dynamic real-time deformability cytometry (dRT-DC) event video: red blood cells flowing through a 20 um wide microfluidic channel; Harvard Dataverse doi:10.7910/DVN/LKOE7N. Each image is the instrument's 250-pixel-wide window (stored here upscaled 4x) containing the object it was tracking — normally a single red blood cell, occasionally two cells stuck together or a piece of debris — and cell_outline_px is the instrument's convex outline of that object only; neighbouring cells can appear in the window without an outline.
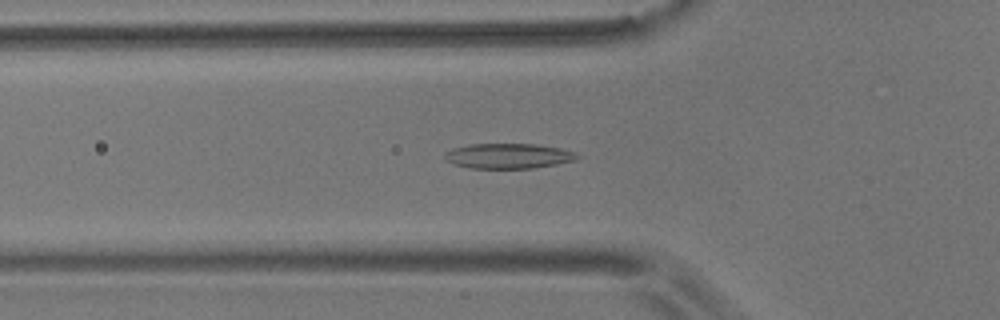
{"species": "common noctule bat (a hibernating species)", "species_latin": "Nyctalus noctula", "temperature_condition": "room temperature", "stored_images_in_passage": 26, "camera_frame_rate_fps": 3000, "um_per_image_px": 0.085, "animal": {"sex": "male", "body_mass_g": 17.9}, "frame": {"image": 1, "passage_image": 7, "time_ms": 2.0, "image_size_px": [1000, 320], "cell_outline_px": [[580, 156], [576, 160], [556, 164], [532, 168], [468, 168], [452, 164], [444, 160], [444, 152], [452, 148], [468, 144], [532, 144], [560, 148], [572, 152]], "centroid_in_image_um": [43.12, 13.26], "position_along_channel_um": 82.7, "area_um2": 19.42}}
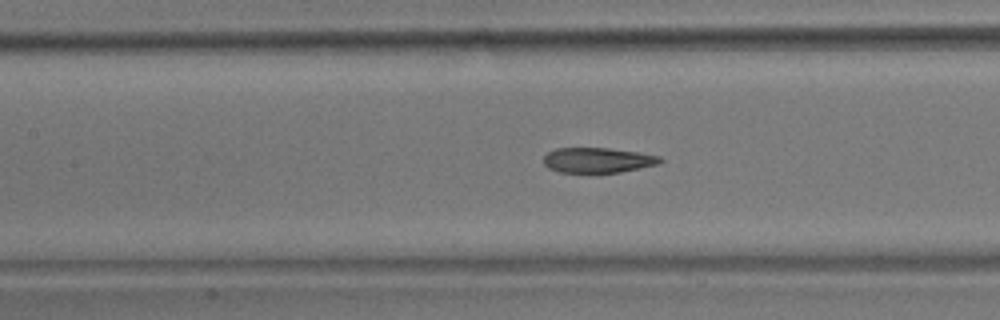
{"frame": {"image": 2, "passage_image": 13, "time_ms": 4.0, "image_size_px": [1000, 320], "cell_outline_px": [[664, 160], [660, 164], [620, 172], [596, 176], [560, 172], [548, 168], [544, 164], [544, 156], [548, 152], [556, 148], [608, 148], [636, 152], [660, 156]], "centroid_in_image_um": [50.8, 13.67], "position_along_channel_um": 156.6, "area_um2": 17.86}}
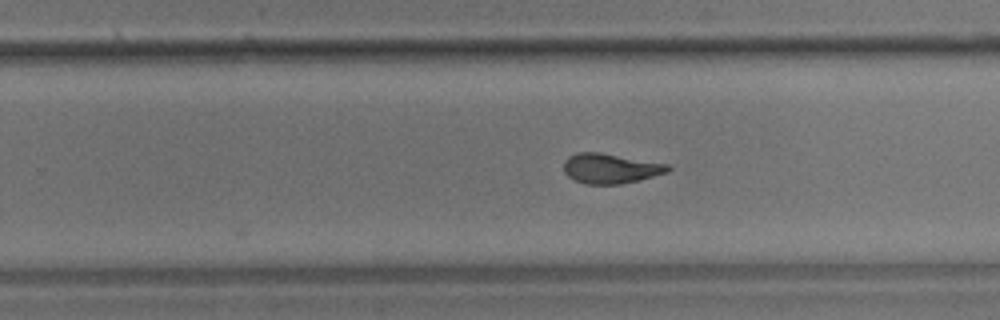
{"frame": {"image": 3, "passage_image": 23, "time_ms": 7.333, "image_size_px": [1000, 320], "cell_outline_px": [[672, 168], [668, 172], [640, 180], [620, 184], [584, 184], [568, 176], [564, 172], [564, 160], [568, 156], [576, 152], [600, 152], [668, 164]], "centroid_in_image_um": [51.88, 14.31], "position_along_channel_um": 277.9, "area_um2": 18.26}}